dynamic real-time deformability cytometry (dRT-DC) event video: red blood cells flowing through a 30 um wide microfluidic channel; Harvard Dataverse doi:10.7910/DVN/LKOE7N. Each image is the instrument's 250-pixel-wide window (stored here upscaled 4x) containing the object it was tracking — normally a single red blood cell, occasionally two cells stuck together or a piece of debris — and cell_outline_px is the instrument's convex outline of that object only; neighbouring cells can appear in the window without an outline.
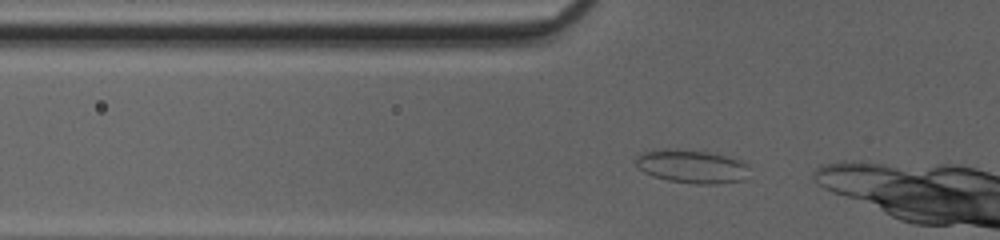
{"species": "common noctule bat (a hibernating species)", "species_latin": "Nyctalus noctula", "temperature_condition": "cold", "stored_images_in_passage": 5, "camera_frame_rate_fps": 3000, "um_per_image_px": 0.085, "animal": {"sex": "female", "body_mass_g": 20.0, "forearm_length_mm": 54.0}, "frame": {"image": 1, "passage_image": 2, "time_ms": 0.333, "image_size_px": [1000, 240], "cell_outline_px": [[748, 168], [744, 180], [716, 184], [696, 184], [668, 180], [652, 176], [644, 172], [636, 164], [636, 160], [640, 152], [664, 148], [676, 148], [704, 152], [728, 156], [740, 160], [748, 164]], "centroid_in_image_um": [58.79, 14.14], "position_along_channel_um": 67.0, "area_um2": 22.14}}